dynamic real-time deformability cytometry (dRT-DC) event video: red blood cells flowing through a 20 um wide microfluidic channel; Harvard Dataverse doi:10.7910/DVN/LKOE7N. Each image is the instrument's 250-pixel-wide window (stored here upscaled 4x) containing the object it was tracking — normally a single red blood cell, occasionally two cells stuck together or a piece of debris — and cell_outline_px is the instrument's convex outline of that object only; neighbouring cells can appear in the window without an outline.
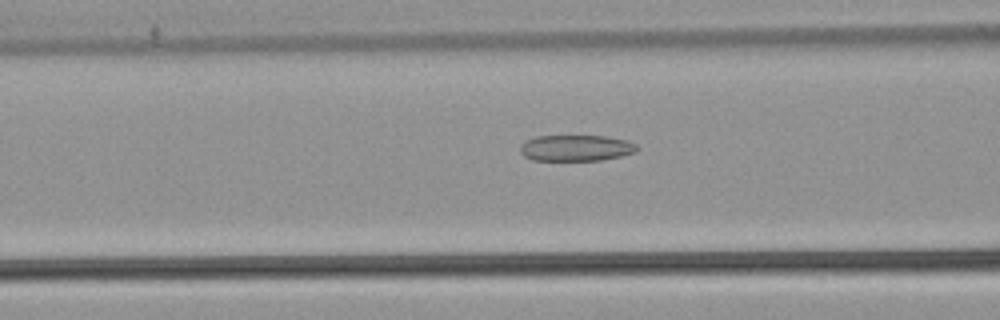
{"species": "common noctule bat (a hibernating species)", "species_latin": "Nyctalus noctula", "temperature_condition": "warm", "stored_images_in_passage": 43, "camera_frame_rate_fps": 3000, "um_per_image_px": 0.085, "animal": {"sex": "male", "body_mass_g": 21.5, "forearm_length_mm": 52.0}, "frame": {"image": 1, "passage_image": 12, "time_ms": 3.667, "image_size_px": [1000, 320], "cell_outline_px": [[640, 148], [636, 152], [620, 156], [600, 160], [532, 160], [524, 156], [520, 152], [520, 144], [524, 140], [536, 136], [608, 136], [628, 140], [636, 144]], "centroid_in_image_um": [48.96, 12.57], "position_along_channel_um": 117.6, "area_um2": 17.98}}
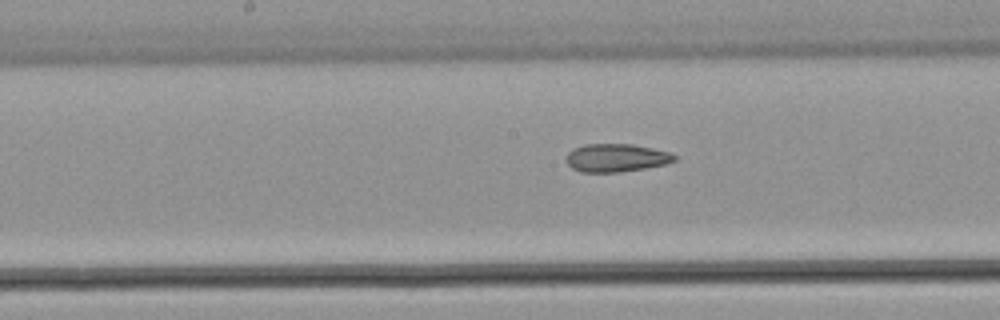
{"frame": {"image": 2, "passage_image": 18, "time_ms": 5.667, "image_size_px": [1000, 320], "cell_outline_px": [[676, 160], [668, 164], [620, 172], [580, 172], [572, 168], [568, 164], [568, 152], [572, 148], [584, 144], [632, 144], [652, 148], [668, 152], [676, 156]], "centroid_in_image_um": [52.38, 13.41], "position_along_channel_um": 195.8, "area_um2": 17.69}}
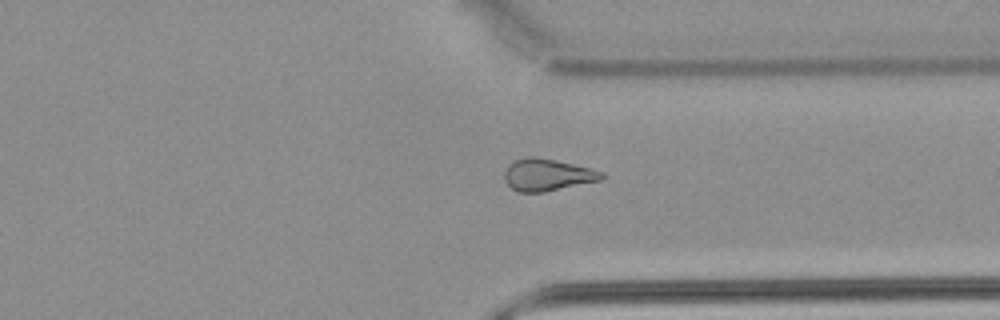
{"frame": {"image": 3, "passage_image": 31, "time_ms": 10.0, "image_size_px": [1000, 320], "cell_outline_px": [[604, 180], [544, 192], [516, 192], [504, 180], [504, 172], [508, 164], [516, 160], [528, 156], [536, 156], [556, 160], [592, 168], [604, 172]], "centroid_in_image_um": [46.55, 14.86], "position_along_channel_um": 364.8, "area_um2": 18.44}, "authors_computed_cell_mechanics": {"area_um2": 18.4382, "velocity_mm_per_s": 3.901, "shape_relaxation_time_tau1_ms": null, "shape_relaxation_time_tau2_ms": 3.9478, "deformation_change_tau1": null, "deformation_change_tau2": 0.1122}}